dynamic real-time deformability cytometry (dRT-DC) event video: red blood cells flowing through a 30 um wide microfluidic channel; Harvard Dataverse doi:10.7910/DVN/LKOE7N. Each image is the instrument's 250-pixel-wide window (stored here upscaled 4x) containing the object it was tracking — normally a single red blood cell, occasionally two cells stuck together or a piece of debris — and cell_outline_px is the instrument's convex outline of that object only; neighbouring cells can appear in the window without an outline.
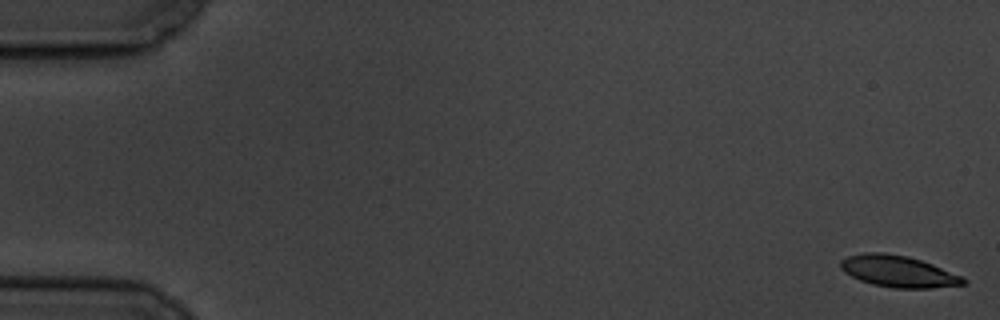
{"species": "common noctule bat (a hibernating species)", "species_latin": "Nyctalus noctula", "temperature_condition": "cold", "stored_images_in_passage": 58, "camera_frame_rate_fps": 3000, "um_per_image_px": 0.085, "animal": {"sex": "male", "body_mass_g": 19.5, "forearm_length_mm": 54.6}, "frame": {"image": 1, "passage_image": 1, "time_ms": 0.0, "image_size_px": [1000, 320], "cell_outline_px": [[968, 280], [964, 284], [932, 288], [892, 288], [872, 284], [860, 280], [844, 272], [840, 268], [840, 260], [848, 256], [864, 252], [884, 252], [908, 256], [932, 264], [960, 276]], "centroid_in_image_um": [76.31, 23.06], "position_along_channel_um": 8.7, "area_um2": 22.48}}
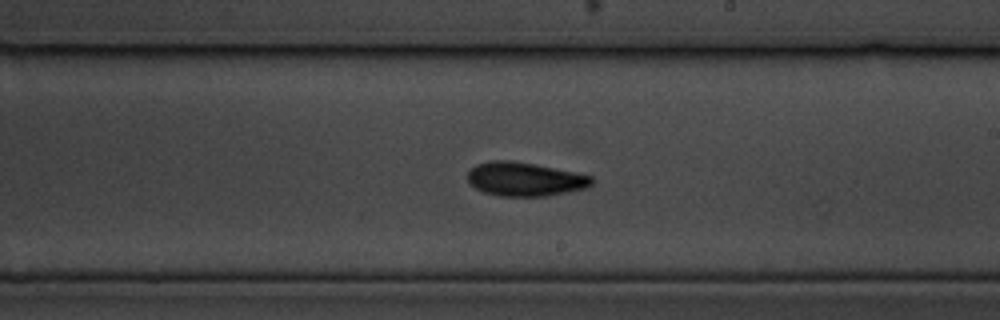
{"frame": {"image": 2, "passage_image": 34, "time_ms": 11.0, "image_size_px": [1000, 320], "cell_outline_px": [[596, 180], [588, 188], [568, 192], [544, 196], [500, 196], [484, 192], [476, 188], [468, 180], [468, 172], [476, 164], [492, 160], [508, 160], [532, 164], [576, 172], [592, 176]], "centroid_in_image_um": [44.65, 15.23], "position_along_channel_um": 244.3, "area_um2": 24.39}}
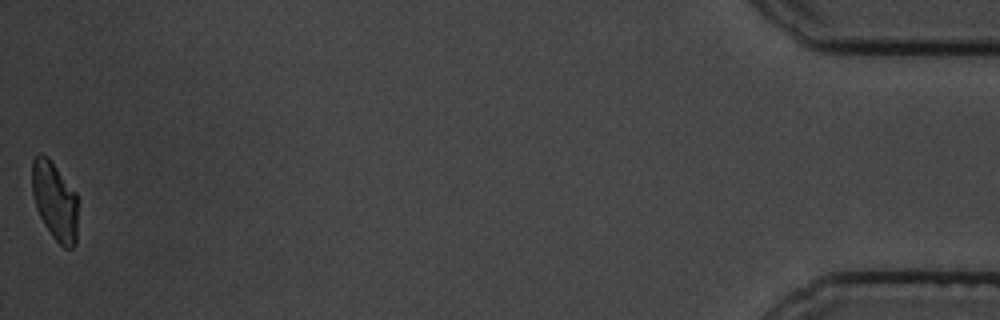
{"frame": {"image": 3, "passage_image": 58, "time_ms": 19.0, "image_size_px": [1000, 320], "cell_outline_px": [[76, 244], [72, 248], [64, 248], [52, 236], [44, 224], [36, 208], [32, 192], [32, 160], [40, 152], [48, 156], [76, 192]], "centroid_in_image_um": [4.64, 17.05], "position_along_channel_um": 430.6, "area_um2": 20.87}, "authors_computed_cell_mechanics": {"area_um2": 23.2645, "velocity_mm_per_s": 3.4734, "shape_relaxation_time_tau1_ms": 3.7445, "shape_relaxation_time_tau2_ms": 2.5158, "deformation_change_tau1": 0.1355, "deformation_change_tau2": 0.074}}